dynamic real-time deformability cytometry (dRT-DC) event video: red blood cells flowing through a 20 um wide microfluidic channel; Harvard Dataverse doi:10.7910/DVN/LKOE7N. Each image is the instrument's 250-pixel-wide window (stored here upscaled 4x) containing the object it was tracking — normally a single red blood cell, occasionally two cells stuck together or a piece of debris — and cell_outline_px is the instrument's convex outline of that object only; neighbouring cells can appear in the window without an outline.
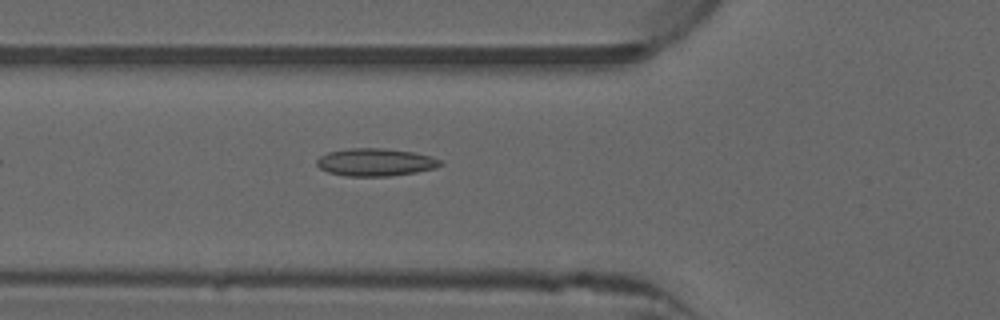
{"species": "common noctule bat (a hibernating species)", "species_latin": "Nyctalus noctula", "temperature_condition": "warm", "stored_images_in_passage": 51, "camera_frame_rate_fps": 3000, "um_per_image_px": 0.085, "animal": {"sex": "male", "forearm_length_mm": 52.5}, "frame": {"image": 1, "passage_image": 18, "time_ms": 5.667, "image_size_px": [1000, 320], "cell_outline_px": [[444, 164], [436, 168], [416, 172], [392, 176], [348, 176], [328, 172], [320, 168], [316, 164], [316, 160], [320, 156], [328, 152], [348, 148], [384, 148], [412, 152], [432, 156], [440, 160]], "centroid_in_image_um": [31.92, 13.79], "position_along_channel_um": 93.9, "area_um2": 20.0}}
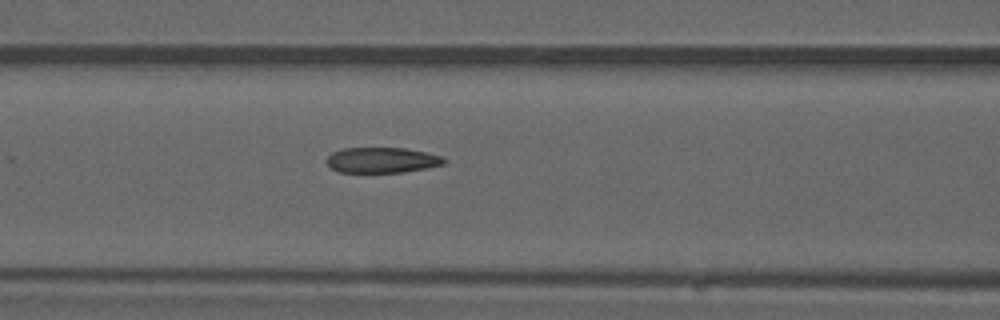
{"frame": {"image": 2, "passage_image": 21, "time_ms": 6.667, "image_size_px": [1000, 320], "cell_outline_px": [[448, 160], [444, 164], [404, 172], [340, 172], [332, 168], [328, 164], [328, 156], [332, 152], [344, 148], [404, 148], [444, 156]], "centroid_in_image_um": [32.5, 13.6], "position_along_channel_um": 134.1, "area_um2": 17.28}}
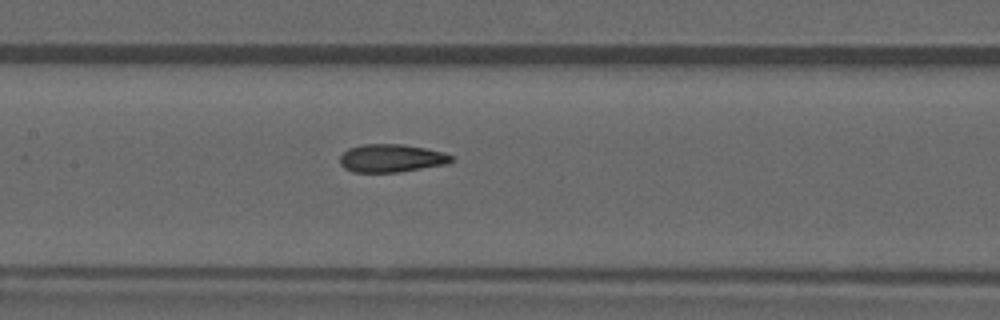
{"frame": {"image": 3, "passage_image": 24, "time_ms": 7.667, "image_size_px": [1000, 320], "cell_outline_px": [[456, 160], [448, 164], [400, 172], [352, 172], [344, 168], [340, 164], [340, 156], [348, 148], [364, 144], [400, 144], [424, 148], [444, 152], [456, 156]], "centroid_in_image_um": [33.32, 13.45], "position_along_channel_um": 174.1, "area_um2": 18.44}, "authors_computed_cell_mechanics": {"area_um2": 18.3226, "velocity_mm_per_s": 3.9945, "shape_relaxation_time_tau1_ms": null, "shape_relaxation_time_tau2_ms": 2.1878, "deformation_change_tau1": null, "deformation_change_tau2": 0.0908}}